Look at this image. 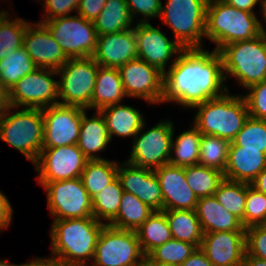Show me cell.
<instances>
[{
  "instance_id": "cell-1",
  "label": "cell",
  "mask_w": 266,
  "mask_h": 266,
  "mask_svg": "<svg viewBox=\"0 0 266 266\" xmlns=\"http://www.w3.org/2000/svg\"><path fill=\"white\" fill-rule=\"evenodd\" d=\"M224 82L223 59L219 51L183 49L164 73L162 103L175 102L191 109L223 96L228 91Z\"/></svg>"
},
{
  "instance_id": "cell-2",
  "label": "cell",
  "mask_w": 266,
  "mask_h": 266,
  "mask_svg": "<svg viewBox=\"0 0 266 266\" xmlns=\"http://www.w3.org/2000/svg\"><path fill=\"white\" fill-rule=\"evenodd\" d=\"M52 223V256L66 266L92 262L99 234L106 223L94 217L54 220Z\"/></svg>"
},
{
  "instance_id": "cell-3",
  "label": "cell",
  "mask_w": 266,
  "mask_h": 266,
  "mask_svg": "<svg viewBox=\"0 0 266 266\" xmlns=\"http://www.w3.org/2000/svg\"><path fill=\"white\" fill-rule=\"evenodd\" d=\"M266 30L255 13L230 6L225 1L208 3L205 37L220 51L225 45L256 38Z\"/></svg>"
},
{
  "instance_id": "cell-4",
  "label": "cell",
  "mask_w": 266,
  "mask_h": 266,
  "mask_svg": "<svg viewBox=\"0 0 266 266\" xmlns=\"http://www.w3.org/2000/svg\"><path fill=\"white\" fill-rule=\"evenodd\" d=\"M194 125L202 135L218 136L232 142L249 117L246 101L227 91L223 96L195 105Z\"/></svg>"
},
{
  "instance_id": "cell-5",
  "label": "cell",
  "mask_w": 266,
  "mask_h": 266,
  "mask_svg": "<svg viewBox=\"0 0 266 266\" xmlns=\"http://www.w3.org/2000/svg\"><path fill=\"white\" fill-rule=\"evenodd\" d=\"M219 52L225 80L232 76L246 89L266 80V34L230 43Z\"/></svg>"
},
{
  "instance_id": "cell-6",
  "label": "cell",
  "mask_w": 266,
  "mask_h": 266,
  "mask_svg": "<svg viewBox=\"0 0 266 266\" xmlns=\"http://www.w3.org/2000/svg\"><path fill=\"white\" fill-rule=\"evenodd\" d=\"M10 109L0 118V139L36 163L43 148L44 120L42 109Z\"/></svg>"
},
{
  "instance_id": "cell-7",
  "label": "cell",
  "mask_w": 266,
  "mask_h": 266,
  "mask_svg": "<svg viewBox=\"0 0 266 266\" xmlns=\"http://www.w3.org/2000/svg\"><path fill=\"white\" fill-rule=\"evenodd\" d=\"M207 0H167L159 18L174 33L183 49L203 48Z\"/></svg>"
},
{
  "instance_id": "cell-8",
  "label": "cell",
  "mask_w": 266,
  "mask_h": 266,
  "mask_svg": "<svg viewBox=\"0 0 266 266\" xmlns=\"http://www.w3.org/2000/svg\"><path fill=\"white\" fill-rule=\"evenodd\" d=\"M98 67L93 57L69 58L57 70L59 103L91 110Z\"/></svg>"
},
{
  "instance_id": "cell-9",
  "label": "cell",
  "mask_w": 266,
  "mask_h": 266,
  "mask_svg": "<svg viewBox=\"0 0 266 266\" xmlns=\"http://www.w3.org/2000/svg\"><path fill=\"white\" fill-rule=\"evenodd\" d=\"M92 261L101 266H144L146 256L141 250L136 231L105 224Z\"/></svg>"
},
{
  "instance_id": "cell-10",
  "label": "cell",
  "mask_w": 266,
  "mask_h": 266,
  "mask_svg": "<svg viewBox=\"0 0 266 266\" xmlns=\"http://www.w3.org/2000/svg\"><path fill=\"white\" fill-rule=\"evenodd\" d=\"M40 22L48 28L68 58L94 55L98 34L93 21L74 14Z\"/></svg>"
},
{
  "instance_id": "cell-11",
  "label": "cell",
  "mask_w": 266,
  "mask_h": 266,
  "mask_svg": "<svg viewBox=\"0 0 266 266\" xmlns=\"http://www.w3.org/2000/svg\"><path fill=\"white\" fill-rule=\"evenodd\" d=\"M145 127L144 122L133 138L131 153L126 161L155 170L169 164L172 139L175 132L174 125L170 120H161V122L143 132Z\"/></svg>"
},
{
  "instance_id": "cell-12",
  "label": "cell",
  "mask_w": 266,
  "mask_h": 266,
  "mask_svg": "<svg viewBox=\"0 0 266 266\" xmlns=\"http://www.w3.org/2000/svg\"><path fill=\"white\" fill-rule=\"evenodd\" d=\"M38 184L46 190L47 205L54 220L93 217L92 198L80 177Z\"/></svg>"
},
{
  "instance_id": "cell-13",
  "label": "cell",
  "mask_w": 266,
  "mask_h": 266,
  "mask_svg": "<svg viewBox=\"0 0 266 266\" xmlns=\"http://www.w3.org/2000/svg\"><path fill=\"white\" fill-rule=\"evenodd\" d=\"M54 75L57 76V70L49 68L26 74L9 90L11 106L43 109L58 104V81Z\"/></svg>"
},
{
  "instance_id": "cell-14",
  "label": "cell",
  "mask_w": 266,
  "mask_h": 266,
  "mask_svg": "<svg viewBox=\"0 0 266 266\" xmlns=\"http://www.w3.org/2000/svg\"><path fill=\"white\" fill-rule=\"evenodd\" d=\"M89 160L77 144L42 148L34 164L38 182H53L81 177Z\"/></svg>"
},
{
  "instance_id": "cell-15",
  "label": "cell",
  "mask_w": 266,
  "mask_h": 266,
  "mask_svg": "<svg viewBox=\"0 0 266 266\" xmlns=\"http://www.w3.org/2000/svg\"><path fill=\"white\" fill-rule=\"evenodd\" d=\"M126 96L144 99L149 104H161L164 93V73L140 58L118 68Z\"/></svg>"
},
{
  "instance_id": "cell-16",
  "label": "cell",
  "mask_w": 266,
  "mask_h": 266,
  "mask_svg": "<svg viewBox=\"0 0 266 266\" xmlns=\"http://www.w3.org/2000/svg\"><path fill=\"white\" fill-rule=\"evenodd\" d=\"M82 111L81 107L60 103L43 108V148L77 144Z\"/></svg>"
},
{
  "instance_id": "cell-17",
  "label": "cell",
  "mask_w": 266,
  "mask_h": 266,
  "mask_svg": "<svg viewBox=\"0 0 266 266\" xmlns=\"http://www.w3.org/2000/svg\"><path fill=\"white\" fill-rule=\"evenodd\" d=\"M135 25L138 58L165 73L167 62L181 53L182 46L175 39H168L160 28L153 27L149 22Z\"/></svg>"
},
{
  "instance_id": "cell-18",
  "label": "cell",
  "mask_w": 266,
  "mask_h": 266,
  "mask_svg": "<svg viewBox=\"0 0 266 266\" xmlns=\"http://www.w3.org/2000/svg\"><path fill=\"white\" fill-rule=\"evenodd\" d=\"M117 178L124 192L135 195L154 211H163L162 191L154 170L125 161L118 165Z\"/></svg>"
},
{
  "instance_id": "cell-19",
  "label": "cell",
  "mask_w": 266,
  "mask_h": 266,
  "mask_svg": "<svg viewBox=\"0 0 266 266\" xmlns=\"http://www.w3.org/2000/svg\"><path fill=\"white\" fill-rule=\"evenodd\" d=\"M23 48L38 68L58 70L69 59L48 28L41 22L28 23Z\"/></svg>"
},
{
  "instance_id": "cell-20",
  "label": "cell",
  "mask_w": 266,
  "mask_h": 266,
  "mask_svg": "<svg viewBox=\"0 0 266 266\" xmlns=\"http://www.w3.org/2000/svg\"><path fill=\"white\" fill-rule=\"evenodd\" d=\"M200 249L213 266H242L246 252L245 231L204 233Z\"/></svg>"
},
{
  "instance_id": "cell-21",
  "label": "cell",
  "mask_w": 266,
  "mask_h": 266,
  "mask_svg": "<svg viewBox=\"0 0 266 266\" xmlns=\"http://www.w3.org/2000/svg\"><path fill=\"white\" fill-rule=\"evenodd\" d=\"M162 191L164 210H195L198 198L187 184L184 167L171 164L154 170Z\"/></svg>"
},
{
  "instance_id": "cell-22",
  "label": "cell",
  "mask_w": 266,
  "mask_h": 266,
  "mask_svg": "<svg viewBox=\"0 0 266 266\" xmlns=\"http://www.w3.org/2000/svg\"><path fill=\"white\" fill-rule=\"evenodd\" d=\"M92 57L99 66L116 69L138 58L135 26L116 33L98 35Z\"/></svg>"
},
{
  "instance_id": "cell-23",
  "label": "cell",
  "mask_w": 266,
  "mask_h": 266,
  "mask_svg": "<svg viewBox=\"0 0 266 266\" xmlns=\"http://www.w3.org/2000/svg\"><path fill=\"white\" fill-rule=\"evenodd\" d=\"M266 167V153L261 149H242L230 142L225 179L251 184Z\"/></svg>"
},
{
  "instance_id": "cell-24",
  "label": "cell",
  "mask_w": 266,
  "mask_h": 266,
  "mask_svg": "<svg viewBox=\"0 0 266 266\" xmlns=\"http://www.w3.org/2000/svg\"><path fill=\"white\" fill-rule=\"evenodd\" d=\"M86 112V109H83L77 146L88 160H104L96 153L104 151L111 141L107 124L100 111L96 110L91 118Z\"/></svg>"
},
{
  "instance_id": "cell-25",
  "label": "cell",
  "mask_w": 266,
  "mask_h": 266,
  "mask_svg": "<svg viewBox=\"0 0 266 266\" xmlns=\"http://www.w3.org/2000/svg\"><path fill=\"white\" fill-rule=\"evenodd\" d=\"M195 211L203 233L245 231L241 221L227 211L214 195L199 198Z\"/></svg>"
},
{
  "instance_id": "cell-26",
  "label": "cell",
  "mask_w": 266,
  "mask_h": 266,
  "mask_svg": "<svg viewBox=\"0 0 266 266\" xmlns=\"http://www.w3.org/2000/svg\"><path fill=\"white\" fill-rule=\"evenodd\" d=\"M126 97L118 69L99 66L96 75L91 110L101 109L121 103Z\"/></svg>"
},
{
  "instance_id": "cell-27",
  "label": "cell",
  "mask_w": 266,
  "mask_h": 266,
  "mask_svg": "<svg viewBox=\"0 0 266 266\" xmlns=\"http://www.w3.org/2000/svg\"><path fill=\"white\" fill-rule=\"evenodd\" d=\"M100 112L107 124L110 140L113 135L134 138L145 121L138 109L123 103L105 107Z\"/></svg>"
},
{
  "instance_id": "cell-28",
  "label": "cell",
  "mask_w": 266,
  "mask_h": 266,
  "mask_svg": "<svg viewBox=\"0 0 266 266\" xmlns=\"http://www.w3.org/2000/svg\"><path fill=\"white\" fill-rule=\"evenodd\" d=\"M172 238L200 248L203 231L195 210H164Z\"/></svg>"
},
{
  "instance_id": "cell-29",
  "label": "cell",
  "mask_w": 266,
  "mask_h": 266,
  "mask_svg": "<svg viewBox=\"0 0 266 266\" xmlns=\"http://www.w3.org/2000/svg\"><path fill=\"white\" fill-rule=\"evenodd\" d=\"M133 22L126 0H107L93 24L97 34L103 35L133 28Z\"/></svg>"
},
{
  "instance_id": "cell-30",
  "label": "cell",
  "mask_w": 266,
  "mask_h": 266,
  "mask_svg": "<svg viewBox=\"0 0 266 266\" xmlns=\"http://www.w3.org/2000/svg\"><path fill=\"white\" fill-rule=\"evenodd\" d=\"M136 232L141 250L145 256L157 246L172 239L170 226L164 211H154Z\"/></svg>"
},
{
  "instance_id": "cell-31",
  "label": "cell",
  "mask_w": 266,
  "mask_h": 266,
  "mask_svg": "<svg viewBox=\"0 0 266 266\" xmlns=\"http://www.w3.org/2000/svg\"><path fill=\"white\" fill-rule=\"evenodd\" d=\"M153 212V209L135 195L123 192L117 216L109 225L119 229L137 231Z\"/></svg>"
},
{
  "instance_id": "cell-32",
  "label": "cell",
  "mask_w": 266,
  "mask_h": 266,
  "mask_svg": "<svg viewBox=\"0 0 266 266\" xmlns=\"http://www.w3.org/2000/svg\"><path fill=\"white\" fill-rule=\"evenodd\" d=\"M201 137L202 134L193 124L189 130L180 133L175 140L173 138L169 164L179 167L198 165Z\"/></svg>"
},
{
  "instance_id": "cell-33",
  "label": "cell",
  "mask_w": 266,
  "mask_h": 266,
  "mask_svg": "<svg viewBox=\"0 0 266 266\" xmlns=\"http://www.w3.org/2000/svg\"><path fill=\"white\" fill-rule=\"evenodd\" d=\"M119 164L107 159L89 160L87 162L80 178L91 198L117 178Z\"/></svg>"
},
{
  "instance_id": "cell-34",
  "label": "cell",
  "mask_w": 266,
  "mask_h": 266,
  "mask_svg": "<svg viewBox=\"0 0 266 266\" xmlns=\"http://www.w3.org/2000/svg\"><path fill=\"white\" fill-rule=\"evenodd\" d=\"M37 68L22 46L0 60V85L10 90L26 74Z\"/></svg>"
},
{
  "instance_id": "cell-35",
  "label": "cell",
  "mask_w": 266,
  "mask_h": 266,
  "mask_svg": "<svg viewBox=\"0 0 266 266\" xmlns=\"http://www.w3.org/2000/svg\"><path fill=\"white\" fill-rule=\"evenodd\" d=\"M184 171L187 184L198 199L214 195L220 183L225 179L224 172L201 165L184 167Z\"/></svg>"
},
{
  "instance_id": "cell-36",
  "label": "cell",
  "mask_w": 266,
  "mask_h": 266,
  "mask_svg": "<svg viewBox=\"0 0 266 266\" xmlns=\"http://www.w3.org/2000/svg\"><path fill=\"white\" fill-rule=\"evenodd\" d=\"M196 249L191 243L172 238L153 249L146 256L145 264L180 266Z\"/></svg>"
},
{
  "instance_id": "cell-37",
  "label": "cell",
  "mask_w": 266,
  "mask_h": 266,
  "mask_svg": "<svg viewBox=\"0 0 266 266\" xmlns=\"http://www.w3.org/2000/svg\"><path fill=\"white\" fill-rule=\"evenodd\" d=\"M123 192L118 178L102 189L92 198L93 217L103 223L107 220L109 224L117 216Z\"/></svg>"
},
{
  "instance_id": "cell-38",
  "label": "cell",
  "mask_w": 266,
  "mask_h": 266,
  "mask_svg": "<svg viewBox=\"0 0 266 266\" xmlns=\"http://www.w3.org/2000/svg\"><path fill=\"white\" fill-rule=\"evenodd\" d=\"M247 183L224 179L214 196L218 202L236 218L244 227V213L246 205Z\"/></svg>"
},
{
  "instance_id": "cell-39",
  "label": "cell",
  "mask_w": 266,
  "mask_h": 266,
  "mask_svg": "<svg viewBox=\"0 0 266 266\" xmlns=\"http://www.w3.org/2000/svg\"><path fill=\"white\" fill-rule=\"evenodd\" d=\"M230 142L218 136L202 135L198 165L225 171Z\"/></svg>"
},
{
  "instance_id": "cell-40",
  "label": "cell",
  "mask_w": 266,
  "mask_h": 266,
  "mask_svg": "<svg viewBox=\"0 0 266 266\" xmlns=\"http://www.w3.org/2000/svg\"><path fill=\"white\" fill-rule=\"evenodd\" d=\"M27 25L25 19L10 16L0 25V60L23 46Z\"/></svg>"
},
{
  "instance_id": "cell-41",
  "label": "cell",
  "mask_w": 266,
  "mask_h": 266,
  "mask_svg": "<svg viewBox=\"0 0 266 266\" xmlns=\"http://www.w3.org/2000/svg\"><path fill=\"white\" fill-rule=\"evenodd\" d=\"M232 143L242 149H261L266 153V120L248 117Z\"/></svg>"
},
{
  "instance_id": "cell-42",
  "label": "cell",
  "mask_w": 266,
  "mask_h": 266,
  "mask_svg": "<svg viewBox=\"0 0 266 266\" xmlns=\"http://www.w3.org/2000/svg\"><path fill=\"white\" fill-rule=\"evenodd\" d=\"M266 224V195L247 183L244 228Z\"/></svg>"
},
{
  "instance_id": "cell-43",
  "label": "cell",
  "mask_w": 266,
  "mask_h": 266,
  "mask_svg": "<svg viewBox=\"0 0 266 266\" xmlns=\"http://www.w3.org/2000/svg\"><path fill=\"white\" fill-rule=\"evenodd\" d=\"M248 94L242 95L246 101L249 117L266 120V80L253 84L246 89Z\"/></svg>"
},
{
  "instance_id": "cell-44",
  "label": "cell",
  "mask_w": 266,
  "mask_h": 266,
  "mask_svg": "<svg viewBox=\"0 0 266 266\" xmlns=\"http://www.w3.org/2000/svg\"><path fill=\"white\" fill-rule=\"evenodd\" d=\"M246 254L266 260V224L245 229Z\"/></svg>"
},
{
  "instance_id": "cell-45",
  "label": "cell",
  "mask_w": 266,
  "mask_h": 266,
  "mask_svg": "<svg viewBox=\"0 0 266 266\" xmlns=\"http://www.w3.org/2000/svg\"><path fill=\"white\" fill-rule=\"evenodd\" d=\"M130 15L134 21V17L137 14L142 15V19H139V23H148L150 18H159L161 13V0H126Z\"/></svg>"
},
{
  "instance_id": "cell-46",
  "label": "cell",
  "mask_w": 266,
  "mask_h": 266,
  "mask_svg": "<svg viewBox=\"0 0 266 266\" xmlns=\"http://www.w3.org/2000/svg\"><path fill=\"white\" fill-rule=\"evenodd\" d=\"M42 3L45 10L42 20L48 21L58 17L71 16L73 11H77L79 0H44Z\"/></svg>"
},
{
  "instance_id": "cell-47",
  "label": "cell",
  "mask_w": 266,
  "mask_h": 266,
  "mask_svg": "<svg viewBox=\"0 0 266 266\" xmlns=\"http://www.w3.org/2000/svg\"><path fill=\"white\" fill-rule=\"evenodd\" d=\"M107 0H79L78 15L94 21L103 10Z\"/></svg>"
},
{
  "instance_id": "cell-48",
  "label": "cell",
  "mask_w": 266,
  "mask_h": 266,
  "mask_svg": "<svg viewBox=\"0 0 266 266\" xmlns=\"http://www.w3.org/2000/svg\"><path fill=\"white\" fill-rule=\"evenodd\" d=\"M13 208L8 198L0 191V232L7 229L12 221Z\"/></svg>"
},
{
  "instance_id": "cell-49",
  "label": "cell",
  "mask_w": 266,
  "mask_h": 266,
  "mask_svg": "<svg viewBox=\"0 0 266 266\" xmlns=\"http://www.w3.org/2000/svg\"><path fill=\"white\" fill-rule=\"evenodd\" d=\"M180 266H213L205 253L197 248Z\"/></svg>"
},
{
  "instance_id": "cell-50",
  "label": "cell",
  "mask_w": 266,
  "mask_h": 266,
  "mask_svg": "<svg viewBox=\"0 0 266 266\" xmlns=\"http://www.w3.org/2000/svg\"><path fill=\"white\" fill-rule=\"evenodd\" d=\"M61 261L55 256L51 255V258H38L32 259L29 262L19 264L17 266H62Z\"/></svg>"
},
{
  "instance_id": "cell-51",
  "label": "cell",
  "mask_w": 266,
  "mask_h": 266,
  "mask_svg": "<svg viewBox=\"0 0 266 266\" xmlns=\"http://www.w3.org/2000/svg\"><path fill=\"white\" fill-rule=\"evenodd\" d=\"M230 6L247 12L255 13L253 10L261 0H224Z\"/></svg>"
},
{
  "instance_id": "cell-52",
  "label": "cell",
  "mask_w": 266,
  "mask_h": 266,
  "mask_svg": "<svg viewBox=\"0 0 266 266\" xmlns=\"http://www.w3.org/2000/svg\"><path fill=\"white\" fill-rule=\"evenodd\" d=\"M9 90L0 85V118L10 109Z\"/></svg>"
},
{
  "instance_id": "cell-53",
  "label": "cell",
  "mask_w": 266,
  "mask_h": 266,
  "mask_svg": "<svg viewBox=\"0 0 266 266\" xmlns=\"http://www.w3.org/2000/svg\"><path fill=\"white\" fill-rule=\"evenodd\" d=\"M250 185L257 191L266 195V167L257 175Z\"/></svg>"
},
{
  "instance_id": "cell-54",
  "label": "cell",
  "mask_w": 266,
  "mask_h": 266,
  "mask_svg": "<svg viewBox=\"0 0 266 266\" xmlns=\"http://www.w3.org/2000/svg\"><path fill=\"white\" fill-rule=\"evenodd\" d=\"M242 266H266V260L245 253Z\"/></svg>"
},
{
  "instance_id": "cell-55",
  "label": "cell",
  "mask_w": 266,
  "mask_h": 266,
  "mask_svg": "<svg viewBox=\"0 0 266 266\" xmlns=\"http://www.w3.org/2000/svg\"><path fill=\"white\" fill-rule=\"evenodd\" d=\"M260 6H261V9H262L261 10L262 11V16L264 18L262 20H264V23H266V0H261Z\"/></svg>"
},
{
  "instance_id": "cell-56",
  "label": "cell",
  "mask_w": 266,
  "mask_h": 266,
  "mask_svg": "<svg viewBox=\"0 0 266 266\" xmlns=\"http://www.w3.org/2000/svg\"><path fill=\"white\" fill-rule=\"evenodd\" d=\"M10 12L0 10V25L9 17Z\"/></svg>"
},
{
  "instance_id": "cell-57",
  "label": "cell",
  "mask_w": 266,
  "mask_h": 266,
  "mask_svg": "<svg viewBox=\"0 0 266 266\" xmlns=\"http://www.w3.org/2000/svg\"><path fill=\"white\" fill-rule=\"evenodd\" d=\"M0 266H17L16 264H10L7 260H0Z\"/></svg>"
},
{
  "instance_id": "cell-58",
  "label": "cell",
  "mask_w": 266,
  "mask_h": 266,
  "mask_svg": "<svg viewBox=\"0 0 266 266\" xmlns=\"http://www.w3.org/2000/svg\"><path fill=\"white\" fill-rule=\"evenodd\" d=\"M79 266H101V265H98V264H96V263L93 262L91 265L88 264V263H84V264H81Z\"/></svg>"
},
{
  "instance_id": "cell-59",
  "label": "cell",
  "mask_w": 266,
  "mask_h": 266,
  "mask_svg": "<svg viewBox=\"0 0 266 266\" xmlns=\"http://www.w3.org/2000/svg\"><path fill=\"white\" fill-rule=\"evenodd\" d=\"M144 266H165V265H158V264H145Z\"/></svg>"
},
{
  "instance_id": "cell-60",
  "label": "cell",
  "mask_w": 266,
  "mask_h": 266,
  "mask_svg": "<svg viewBox=\"0 0 266 266\" xmlns=\"http://www.w3.org/2000/svg\"><path fill=\"white\" fill-rule=\"evenodd\" d=\"M213 1H224V0H207L208 3L213 2Z\"/></svg>"
}]
</instances>
